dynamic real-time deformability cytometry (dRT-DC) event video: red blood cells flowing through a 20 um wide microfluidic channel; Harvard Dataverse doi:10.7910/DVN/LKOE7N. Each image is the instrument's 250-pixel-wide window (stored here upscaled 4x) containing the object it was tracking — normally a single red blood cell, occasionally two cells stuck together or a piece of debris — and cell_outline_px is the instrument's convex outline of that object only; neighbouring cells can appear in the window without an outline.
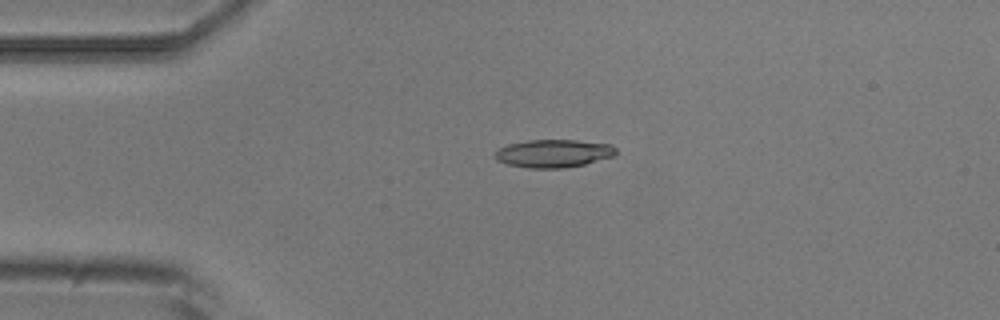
{"species": "common noctule bat (a hibernating species)", "species_latin": "Nyctalus noctula", "temperature_condition": "room temperature", "stored_images_in_passage": 4, "camera_frame_rate_fps": 3000, "um_per_image_px": 0.085, "animal": {"sex": "male", "body_mass_g": 20.5, "forearm_length_mm": 52.5}, "frame": {"image": 1, "passage_image": 4, "time_ms": 3.667, "image_size_px": [1000, 320], "cell_outline_px": [[616, 152], [612, 156], [584, 164], [564, 168], [528, 168], [508, 164], [496, 160], [496, 152], [500, 148], [508, 144], [528, 140], [576, 140], [612, 144], [616, 148]], "centroid_in_image_um": [47.06, 13.03], "position_along_channel_um": 37.9, "area_um2": 19.54}}